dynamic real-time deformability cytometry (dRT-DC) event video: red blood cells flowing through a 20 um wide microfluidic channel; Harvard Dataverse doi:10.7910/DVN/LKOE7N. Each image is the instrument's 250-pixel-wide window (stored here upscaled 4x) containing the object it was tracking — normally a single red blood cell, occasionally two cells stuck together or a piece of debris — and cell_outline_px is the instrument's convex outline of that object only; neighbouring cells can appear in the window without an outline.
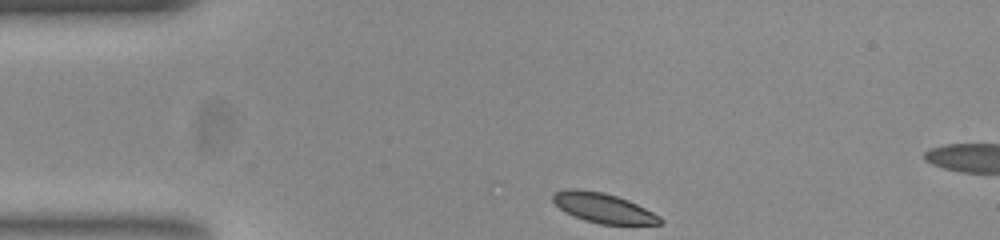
{"species": "common noctule bat (a hibernating species)", "species_latin": "Nyctalus noctula", "temperature_condition": "room temperature", "stored_images_in_passage": 18, "camera_frame_rate_fps": 3000, "um_per_image_px": 0.085, "animal": {"sex": "female", "body_mass_g": 23.0, "forearm_length_mm": 53.4}, "frame": {"image": 1, "passage_image": 1, "time_ms": 0.0, "image_size_px": [1000, 240], "cell_outline_px": [[664, 220], [660, 224], [600, 224], [584, 220], [560, 208], [552, 200], [552, 192], [568, 188], [576, 188], [604, 192], [628, 200], [660, 216]], "centroid_in_image_um": [51.26, 17.65], "position_along_channel_um": 33.7, "area_um2": 18.44}}
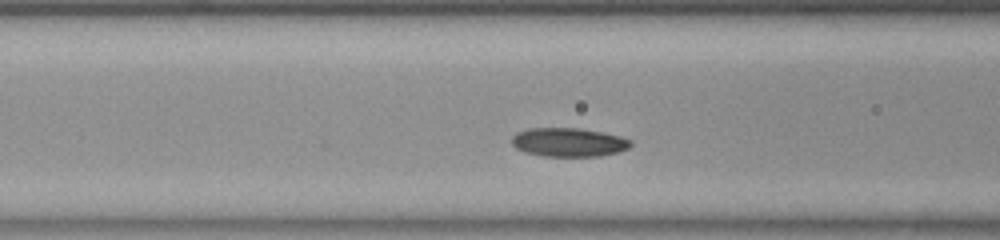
{"frame": {"image": 2, "passage_image": 11, "time_ms": 3.333, "image_size_px": [1000, 240], "cell_outline_px": [[632, 144], [628, 148], [616, 152], [600, 156], [544, 156], [524, 152], [516, 148], [512, 144], [512, 136], [516, 132], [528, 128], [580, 128], [620, 136], [632, 140]], "centroid_in_image_um": [48.31, 12.09], "position_along_channel_um": 118.3, "area_um2": 19.94}}
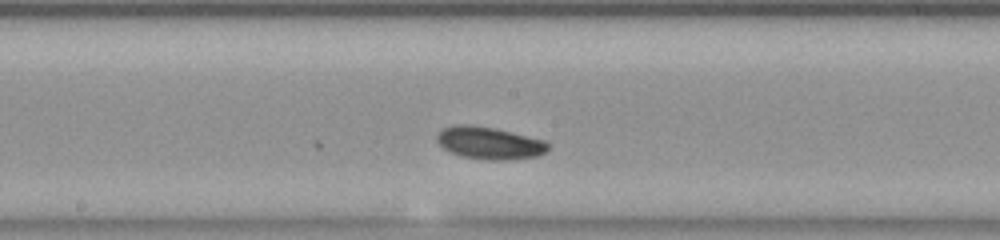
{"frame": {"image": 3, "passage_image": 18, "time_ms": 5.667, "image_size_px": [1000, 240], "cell_outline_px": [[548, 148], [540, 156], [508, 160], [488, 160], [464, 156], [452, 152], [444, 148], [436, 140], [436, 136], [444, 128], [452, 124], [472, 124], [492, 128], [544, 140], [548, 144]], "centroid_in_image_um": [41.59, 12.15], "position_along_channel_um": 206.6, "area_um2": 20.69}}